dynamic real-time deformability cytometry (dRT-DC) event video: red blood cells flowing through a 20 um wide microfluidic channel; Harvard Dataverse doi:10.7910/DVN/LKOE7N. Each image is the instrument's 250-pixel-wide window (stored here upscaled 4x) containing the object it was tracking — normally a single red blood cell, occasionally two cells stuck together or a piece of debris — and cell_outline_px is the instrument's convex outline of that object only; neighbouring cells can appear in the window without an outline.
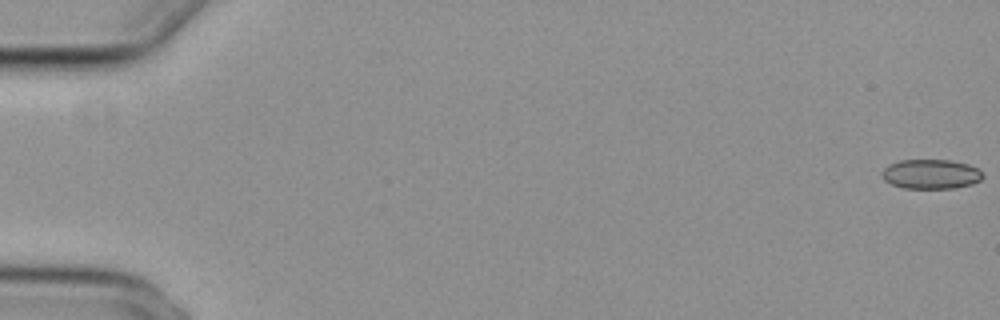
{"species": "common noctule bat (a hibernating species)", "species_latin": "Nyctalus noctula", "temperature_condition": "cold", "stored_images_in_passage": 55, "camera_frame_rate_fps": 3000, "um_per_image_px": 0.085, "animal": {"sex": "female", "body_mass_g": 29.2, "forearm_length_mm": 56.3}, "frame": {"image": 1, "passage_image": 1, "time_ms": 0.0, "image_size_px": [1000, 320], "cell_outline_px": [[984, 176], [980, 180], [972, 184], [952, 188], [904, 188], [892, 184], [884, 180], [880, 172], [888, 164], [900, 160], [952, 160], [968, 164], [976, 168]], "centroid_in_image_um": [79.09, 14.79], "position_along_channel_um": 5.9, "area_um2": 17.34}}
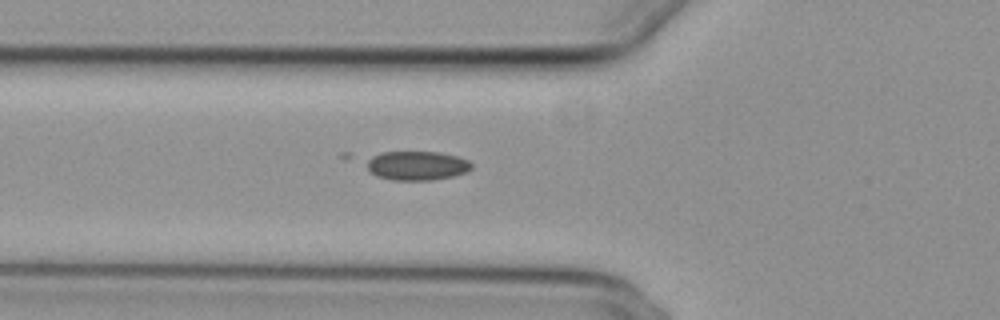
{"frame": {"image": 2, "passage_image": 21, "time_ms": 6.667, "image_size_px": [1000, 320], "cell_outline_px": [[472, 168], [468, 172], [452, 176], [432, 180], [392, 180], [376, 176], [368, 168], [368, 160], [372, 156], [380, 152], [440, 152], [456, 156], [468, 160], [472, 164]], "centroid_in_image_um": [35.47, 14.08], "position_along_channel_um": 90.3, "area_um2": 17.74}}
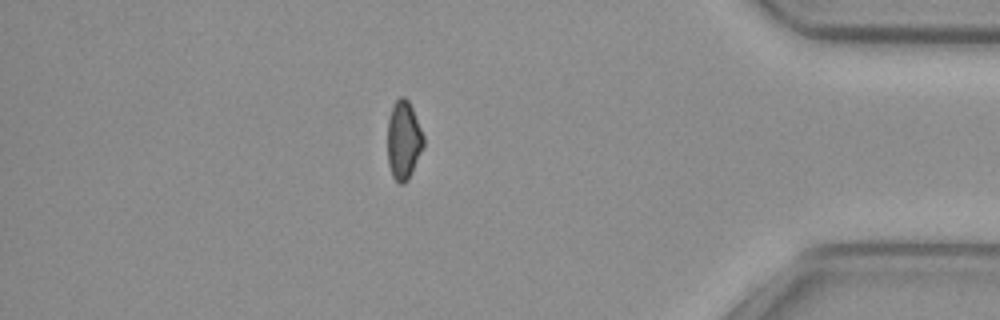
{"frame": {"image": 3, "passage_image": 48, "time_ms": 15.667, "image_size_px": [1000, 320], "cell_outline_px": [[424, 144], [412, 172], [408, 180], [404, 184], [400, 184], [392, 176], [388, 164], [388, 120], [392, 104], [400, 96], [404, 96], [408, 100], [412, 108], [424, 136]], "centroid_in_image_um": [34.3, 11.91], "position_along_channel_um": 400.9, "area_um2": 16.47}}